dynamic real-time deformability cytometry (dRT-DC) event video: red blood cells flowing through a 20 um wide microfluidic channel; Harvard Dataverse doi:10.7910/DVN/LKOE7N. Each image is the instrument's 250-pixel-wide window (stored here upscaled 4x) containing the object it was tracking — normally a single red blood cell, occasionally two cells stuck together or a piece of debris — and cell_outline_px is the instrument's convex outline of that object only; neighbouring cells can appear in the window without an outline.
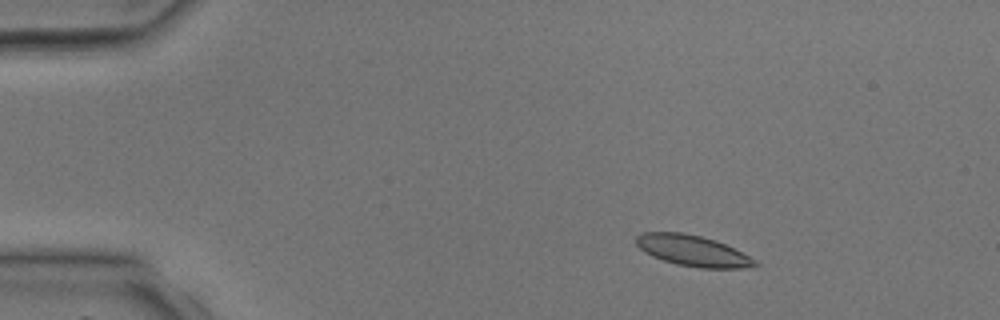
{"species": "common noctule bat (a hibernating species)", "species_latin": "Nyctalus noctula", "temperature_condition": "room temperature", "stored_images_in_passage": 3, "camera_frame_rate_fps": 3000, "um_per_image_px": 0.085, "animal": {"sex": "male", "body_mass_g": 17.9, "forearm_length_mm": 54.2}, "frame": {"image": 1, "passage_image": 2, "time_ms": 1.333, "image_size_px": [1000, 320], "cell_outline_px": [[760, 264], [744, 268], [700, 268], [676, 264], [652, 256], [644, 252], [636, 244], [636, 236], [640, 232], [680, 232], [700, 236], [716, 240], [756, 260]], "centroid_in_image_um": [58.84, 21.31], "position_along_channel_um": 26.2, "area_um2": 21.21}}